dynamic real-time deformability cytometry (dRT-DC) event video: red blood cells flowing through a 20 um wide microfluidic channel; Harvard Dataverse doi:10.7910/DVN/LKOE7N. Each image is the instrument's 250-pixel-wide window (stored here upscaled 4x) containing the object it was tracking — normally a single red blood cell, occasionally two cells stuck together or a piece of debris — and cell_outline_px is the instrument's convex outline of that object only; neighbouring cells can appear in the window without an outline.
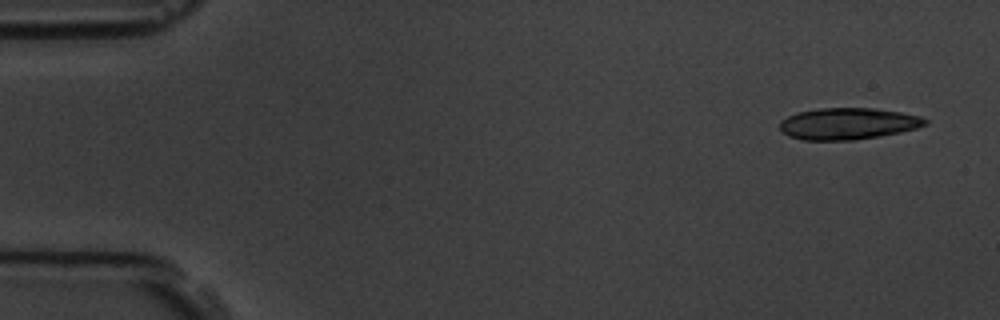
{"species": "common noctule bat (a hibernating species)", "species_latin": "Nyctalus noctula", "temperature_condition": "room temperature", "stored_images_in_passage": 5, "camera_frame_rate_fps": 3000, "um_per_image_px": 0.085, "animal": {"sex": "male", "body_mass_g": 19.5, "forearm_length_mm": 54.6}, "frame": {"image": 1, "passage_image": 1, "time_ms": 0.0, "image_size_px": [1000, 320], "cell_outline_px": [[928, 124], [916, 128], [900, 132], [880, 136], [852, 140], [804, 140], [788, 136], [780, 128], [780, 120], [796, 112], [820, 108], [876, 108], [900, 112], [920, 116], [928, 120]], "centroid_in_image_um": [72.08, 10.51], "position_along_channel_um": 12.9, "area_um2": 26.82}}